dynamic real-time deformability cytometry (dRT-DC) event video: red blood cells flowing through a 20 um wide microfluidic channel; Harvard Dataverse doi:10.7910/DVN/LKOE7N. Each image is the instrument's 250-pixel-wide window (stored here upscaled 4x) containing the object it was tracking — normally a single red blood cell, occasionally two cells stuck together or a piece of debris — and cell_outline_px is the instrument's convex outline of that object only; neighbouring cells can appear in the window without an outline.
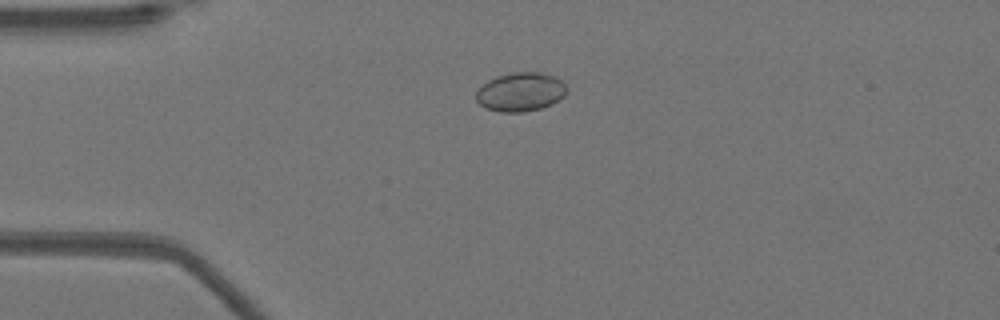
{"species": "Egyptian fruit bat (a non-hibernating species)", "species_latin": "Rousettus aegyptiacus", "temperature_condition": "warm", "stored_images_in_passage": 43, "camera_frame_rate_fps": 3000, "um_per_image_px": 0.085, "animal": {"sex": "female"}, "frame": {"image": 1, "passage_image": 4, "time_ms": 1.0, "image_size_px": [1000, 320], "cell_outline_px": [[568, 92], [564, 96], [552, 104], [540, 108], [524, 112], [500, 112], [488, 108], [480, 104], [476, 100], [476, 92], [488, 80], [496, 76], [512, 72], [540, 72], [556, 76], [568, 88]], "centroid_in_image_um": [44.28, 7.8], "position_along_channel_um": 40.7, "area_um2": 20.58}}
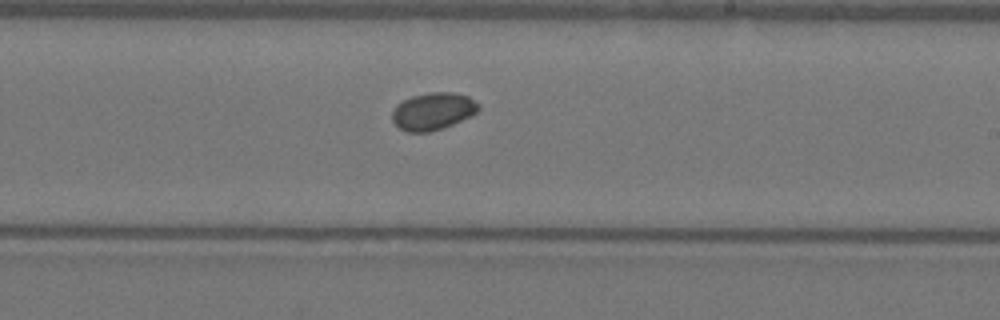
{"frame": {"image": 2, "passage_image": 22, "time_ms": 7.0, "image_size_px": [1000, 320], "cell_outline_px": [[480, 108], [472, 116], [452, 124], [428, 132], [408, 132], [400, 128], [392, 120], [392, 112], [396, 104], [412, 96], [428, 92], [452, 92], [468, 96], [480, 104]], "centroid_in_image_um": [36.81, 9.44], "position_along_channel_um": 252.2, "area_um2": 18.73}}
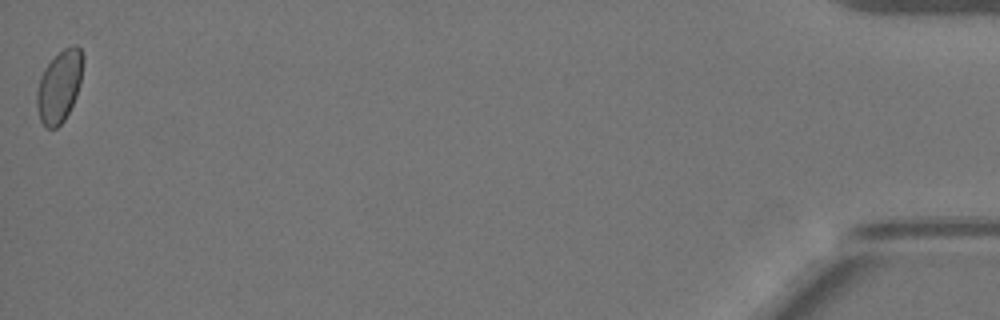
{"frame": {"image": 3, "passage_image": 43, "time_ms": 14.0, "image_size_px": [1000, 320], "cell_outline_px": [[84, 60], [80, 80], [76, 96], [64, 120], [56, 128], [48, 128], [40, 120], [36, 108], [36, 92], [40, 76], [44, 68], [64, 48], [72, 44], [76, 44], [80, 48]], "centroid_in_image_um": [5.03, 7.32], "position_along_channel_um": 430.2, "area_um2": 19.25}, "authors_computed_cell_mechanics": {"area_um2": 18.7272, "velocity_mm_per_s": 3.9294, "shape_relaxation_time_tau1_ms": 3.6573, "shape_relaxation_time_tau2_ms": null, "deformation_change_tau1": 0.0432, "deformation_change_tau2": null}}